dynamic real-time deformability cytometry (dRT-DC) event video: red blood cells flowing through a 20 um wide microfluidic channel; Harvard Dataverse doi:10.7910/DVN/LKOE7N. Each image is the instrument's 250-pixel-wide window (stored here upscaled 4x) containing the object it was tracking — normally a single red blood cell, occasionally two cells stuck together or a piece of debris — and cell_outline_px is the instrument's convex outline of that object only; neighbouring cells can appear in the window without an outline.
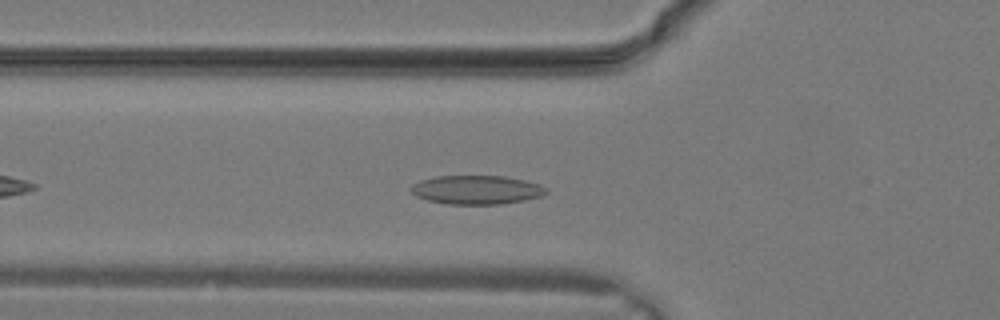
{"species": "common noctule bat (a hibernating species)", "species_latin": "Nyctalus noctula", "temperature_condition": "warm", "stored_images_in_passage": 14, "camera_frame_rate_fps": 3000, "um_per_image_px": 0.085, "animal": {"sex": "male", "body_mass_g": 19.2, "forearm_length_mm": 51.8}, "frame": {"image": 1, "passage_image": 8, "time_ms": 2.333, "image_size_px": [1000, 320], "cell_outline_px": [[548, 192], [540, 196], [524, 200], [504, 204], [448, 204], [428, 200], [416, 196], [412, 192], [412, 184], [420, 180], [436, 176], [504, 176], [524, 180], [540, 184], [548, 188]], "centroid_in_image_um": [40.53, 16.13], "position_along_channel_um": 85.3, "area_um2": 22.72}}
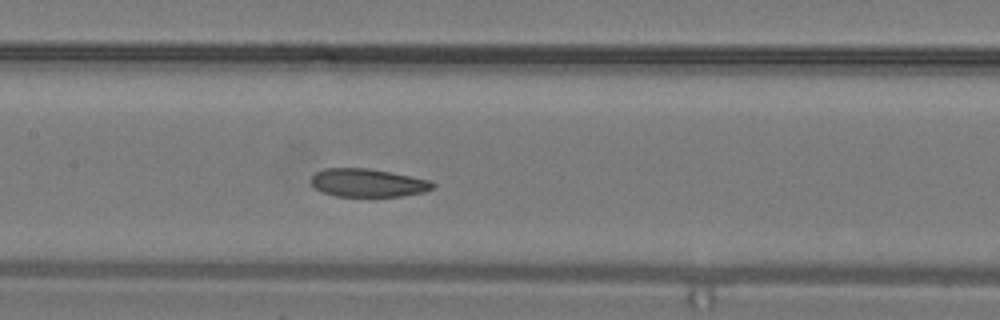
{"frame": {"image": 2, "passage_image": 12, "time_ms": 3.667, "image_size_px": [1000, 320], "cell_outline_px": [[436, 184], [432, 188], [424, 192], [404, 196], [336, 196], [320, 192], [312, 184], [312, 176], [316, 172], [324, 168], [368, 168], [432, 180]], "centroid_in_image_um": [31.28, 15.54], "position_along_channel_um": 176.1, "area_um2": 20.0}}
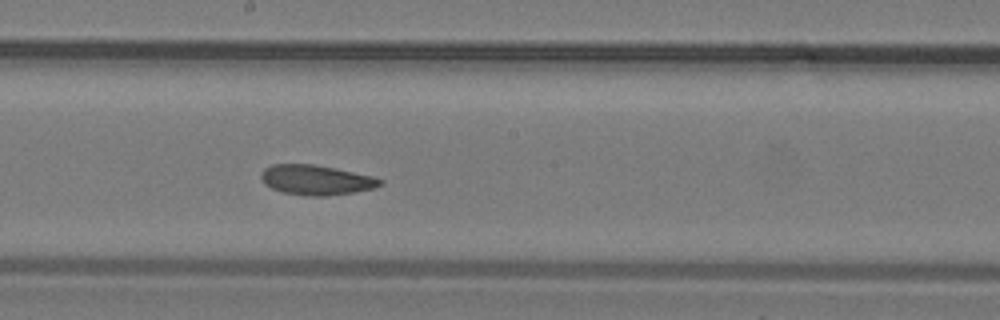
{"frame": {"image": 3, "passage_image": 14, "time_ms": 4.333, "image_size_px": [1000, 320], "cell_outline_px": [[384, 184], [376, 188], [328, 196], [308, 196], [284, 192], [272, 188], [264, 184], [260, 176], [264, 168], [272, 164], [312, 164], [372, 176], [384, 180]], "centroid_in_image_um": [26.88, 15.3], "position_along_channel_um": 221.3, "area_um2": 20.63}}